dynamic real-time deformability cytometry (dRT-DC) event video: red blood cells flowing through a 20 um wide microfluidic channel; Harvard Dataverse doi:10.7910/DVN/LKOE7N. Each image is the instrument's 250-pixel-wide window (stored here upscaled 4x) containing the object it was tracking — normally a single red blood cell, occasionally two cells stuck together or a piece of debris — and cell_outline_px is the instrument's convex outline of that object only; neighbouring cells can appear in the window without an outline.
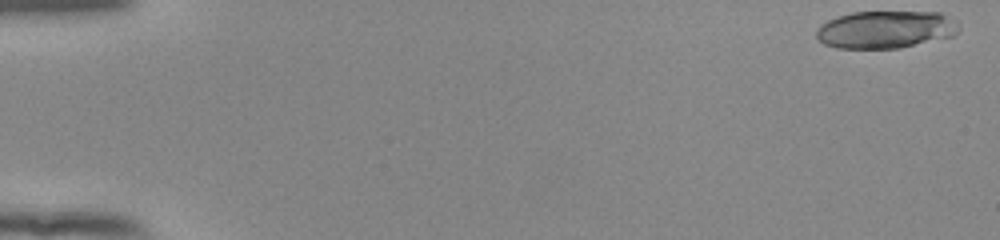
{"species": "human", "species_latin": "Homo sapiens", "temperature_condition": "room temperature", "stored_images_in_passage": 17, "camera_frame_rate_fps": 3000, "um_per_image_px": 0.085, "donor": {"sex": "female"}, "frame": {"image": 1, "passage_image": 1, "time_ms": 0.0, "image_size_px": [1000, 240], "cell_outline_px": [[960, 28], [952, 36], [900, 48], [836, 48], [824, 44], [816, 36], [816, 28], [820, 24], [828, 20], [852, 12], [940, 12], [956, 20], [960, 24]], "centroid_in_image_um": [75.28, 2.51], "position_along_channel_um": 9.7, "area_um2": 31.21}}
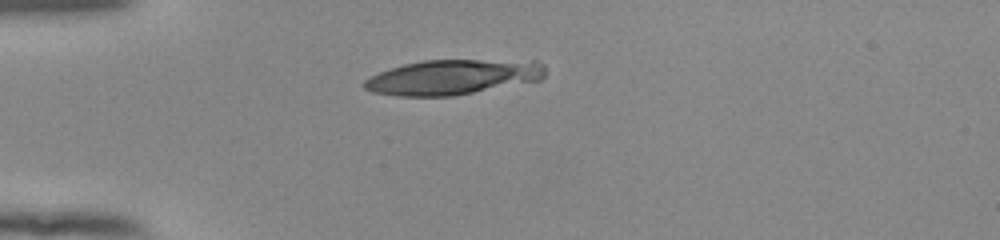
{"frame": {"image": 2, "passage_image": 15, "time_ms": 4.667, "image_size_px": [1000, 240], "cell_outline_px": [[544, 76], [540, 80], [452, 96], [396, 96], [372, 92], [364, 88], [360, 84], [364, 80], [380, 72], [404, 64], [424, 60], [536, 60], [544, 64]], "centroid_in_image_um": [38.49, 6.55], "position_along_channel_um": 46.5, "area_um2": 36.99}}